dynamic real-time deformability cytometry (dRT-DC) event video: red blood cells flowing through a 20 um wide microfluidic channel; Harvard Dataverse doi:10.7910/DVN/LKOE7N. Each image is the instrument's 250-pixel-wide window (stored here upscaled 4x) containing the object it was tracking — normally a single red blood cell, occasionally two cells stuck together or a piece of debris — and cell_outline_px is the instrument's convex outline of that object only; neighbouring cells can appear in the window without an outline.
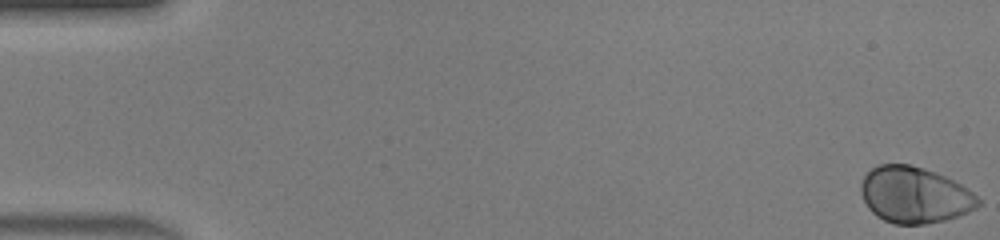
{"species": "human", "species_latin": "Homo sapiens", "temperature_condition": "warm", "stored_images_in_passage": 47, "camera_frame_rate_fps": 3000, "um_per_image_px": 0.085, "donor": {"sex": "male"}, "frame": {"image": 1, "passage_image": 1, "time_ms": 0.0, "image_size_px": [1000, 240], "cell_outline_px": [[980, 204], [976, 208], [968, 212], [944, 220], [924, 224], [896, 224], [884, 220], [876, 216], [868, 208], [860, 192], [860, 184], [864, 176], [872, 168], [880, 164], [908, 164], [924, 168], [944, 176], [968, 188], [980, 200]], "centroid_in_image_um": [77.72, 16.57], "position_along_channel_um": 7.3, "area_um2": 38.26}}
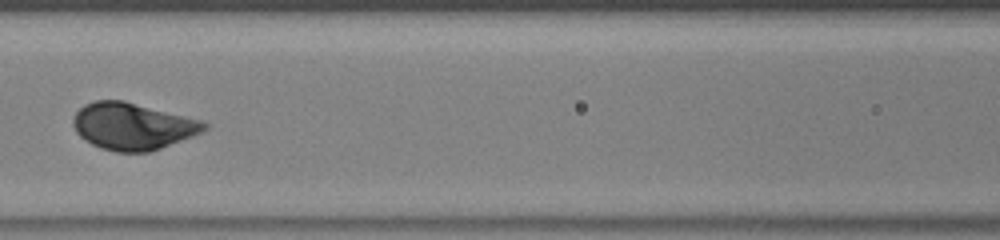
{"frame": {"image": 2, "passage_image": 22, "time_ms": 7.0, "image_size_px": [1000, 240], "cell_outline_px": [[208, 128], [192, 136], [152, 152], [116, 152], [100, 148], [84, 140], [76, 132], [72, 124], [72, 120], [76, 112], [84, 104], [96, 100], [124, 100], [200, 120], [208, 124]], "centroid_in_image_um": [11.24, 10.74], "position_along_channel_um": 155.4, "area_um2": 35.84}}
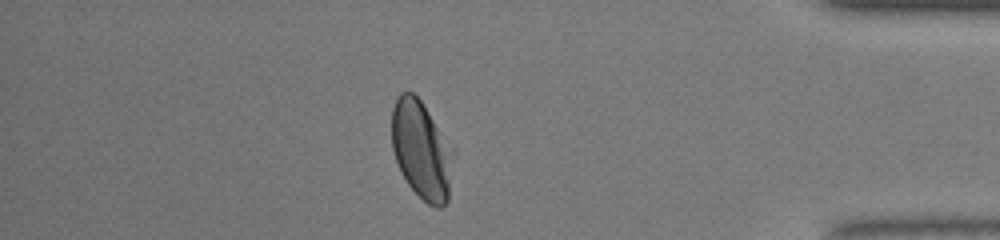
{"frame": {"image": 3, "passage_image": 41, "time_ms": 13.333, "image_size_px": [1000, 240], "cell_outline_px": [[448, 200], [440, 208], [436, 208], [428, 204], [408, 184], [396, 160], [392, 148], [392, 108], [400, 92], [412, 92], [420, 100], [432, 120], [436, 128], [444, 148], [448, 180]], "centroid_in_image_um": [35.65, 12.74], "position_along_channel_um": 399.6, "area_um2": 31.96}, "authors_computed_cell_mechanics": {"area_um2": 36.2406, "velocity_mm_per_s": 4.4264, "shape_relaxation_time_tau1_ms": 1.5843, "shape_relaxation_time_tau2_ms": null, "deformation_change_tau1": 0.1081, "deformation_change_tau2": null}}